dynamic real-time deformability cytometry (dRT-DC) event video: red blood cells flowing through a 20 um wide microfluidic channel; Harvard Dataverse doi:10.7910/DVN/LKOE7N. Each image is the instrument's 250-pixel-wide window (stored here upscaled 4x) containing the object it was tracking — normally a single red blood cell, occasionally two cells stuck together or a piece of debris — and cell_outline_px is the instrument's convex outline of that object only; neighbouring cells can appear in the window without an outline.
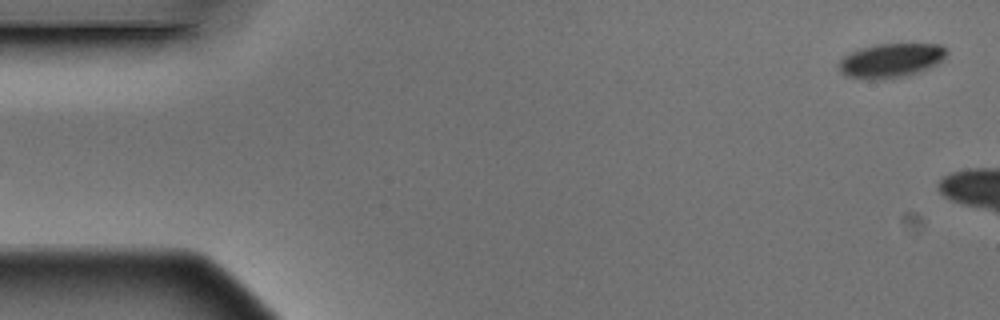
{"species": "Egyptian fruit bat (a non-hibernating species)", "species_latin": "Rousettus aegyptiacus", "temperature_condition": "warm", "stored_images_in_passage": 5, "segment_of_instrument_passage": [2, 2], "camera_frame_rate_fps": 3000, "um_per_image_px": 0.085, "animal": {"sex": "male"}, "frame": {"image": 1, "passage_image": 5, "time_ms": 1.333, "image_size_px": [1000, 320], "cell_outline_px": [[948, 52], [944, 60], [928, 68], [904, 76], [880, 80], [872, 80], [844, 76], [840, 72], [836, 64], [844, 56], [860, 48], [876, 44], [940, 44], [948, 48]], "centroid_in_image_um": [75.71, 5.14], "position_along_channel_um": 9.3, "area_um2": 21.73}}